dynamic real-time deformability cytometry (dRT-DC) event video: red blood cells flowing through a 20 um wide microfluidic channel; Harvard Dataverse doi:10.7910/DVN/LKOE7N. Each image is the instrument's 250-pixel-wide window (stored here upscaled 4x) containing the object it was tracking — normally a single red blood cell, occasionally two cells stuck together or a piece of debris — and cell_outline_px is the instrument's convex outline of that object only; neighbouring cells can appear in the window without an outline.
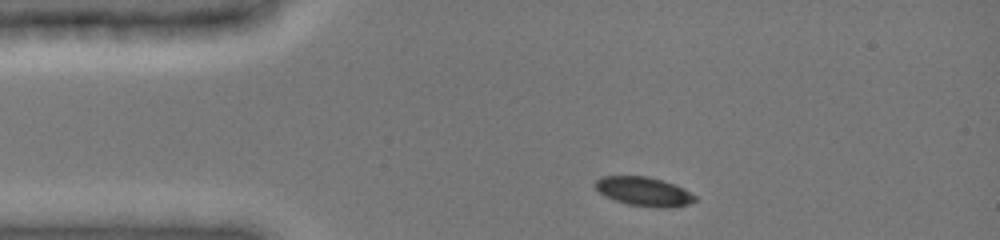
{"species": "common noctule bat (a hibernating species)", "species_latin": "Nyctalus noctula", "temperature_condition": "cold", "stored_images_in_passage": 4, "camera_frame_rate_fps": 3000, "um_per_image_px": 0.085, "animal": {"sex": "female", "body_mass_g": 19.0, "forearm_length_mm": 51.5}, "frame": {"image": 1, "passage_image": 1, "time_ms": 0.0, "image_size_px": [1000, 240], "cell_outline_px": [[696, 200], [688, 204], [672, 208], [656, 208], [628, 204], [604, 196], [592, 184], [600, 176], [648, 176], [684, 188], [696, 196]], "centroid_in_image_um": [54.71, 16.28], "position_along_channel_um": 30.3, "area_um2": 16.94}}
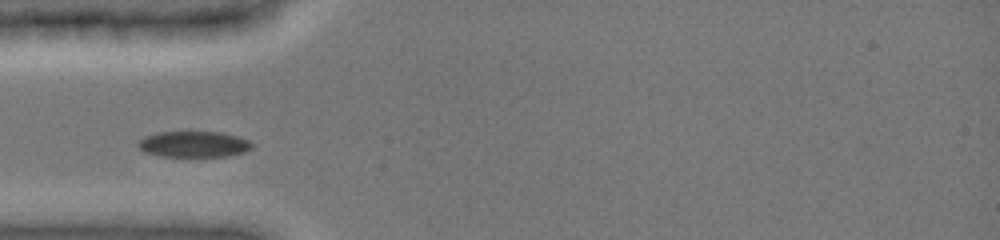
{"frame": {"image": 2, "passage_image": 3, "time_ms": 2.0, "image_size_px": [1000, 240], "cell_outline_px": [[252, 148], [244, 152], [224, 156], [160, 156], [144, 152], [136, 144], [144, 136], [156, 132], [220, 132], [236, 136], [248, 140], [252, 144]], "centroid_in_image_um": [16.43, 12.25], "position_along_channel_um": 68.6, "area_um2": 17.11}}